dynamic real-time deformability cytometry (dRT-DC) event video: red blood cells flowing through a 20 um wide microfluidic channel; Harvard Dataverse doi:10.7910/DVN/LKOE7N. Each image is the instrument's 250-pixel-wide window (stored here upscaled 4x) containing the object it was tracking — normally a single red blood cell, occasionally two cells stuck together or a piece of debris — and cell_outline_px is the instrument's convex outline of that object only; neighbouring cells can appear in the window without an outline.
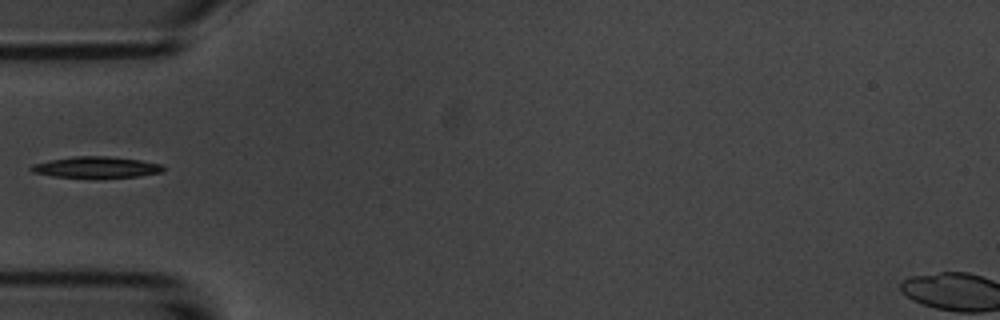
{"species": "common noctule bat (a hibernating species)", "species_latin": "Nyctalus noctula", "temperature_condition": "room temperature", "stored_images_in_passage": 5, "camera_frame_rate_fps": 3000, "um_per_image_px": 0.085, "animal": {"sex": "male", "body_mass_g": 20.1, "forearm_length_mm": 53.5}, "frame": {"image": 1, "passage_image": 4, "time_ms": 4.333, "image_size_px": [1000, 320], "cell_outline_px": [[164, 168], [160, 172], [136, 176], [52, 176], [32, 172], [28, 168], [32, 164], [52, 160], [76, 156], [108, 156], [140, 160], [160, 164]], "centroid_in_image_um": [8.13, 14.19], "position_along_channel_um": 76.9, "area_um2": 15.55}}